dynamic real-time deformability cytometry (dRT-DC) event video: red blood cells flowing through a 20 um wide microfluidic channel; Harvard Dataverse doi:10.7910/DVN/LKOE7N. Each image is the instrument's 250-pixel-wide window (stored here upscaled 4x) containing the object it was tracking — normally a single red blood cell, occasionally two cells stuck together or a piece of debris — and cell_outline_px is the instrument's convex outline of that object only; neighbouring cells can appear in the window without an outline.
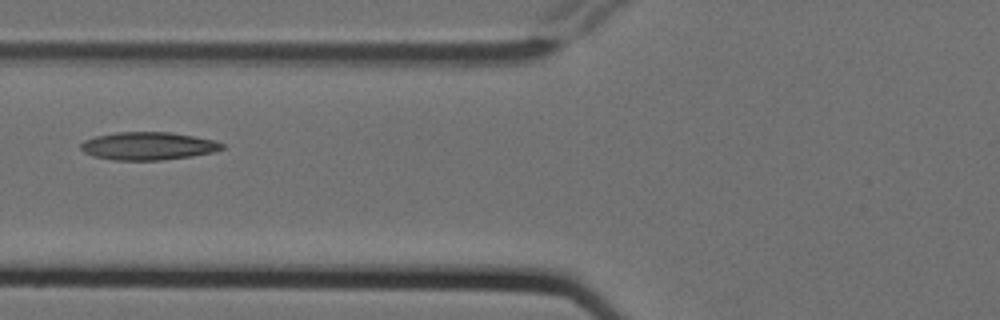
{"species": "Egyptian fruit bat (a non-hibernating species)", "species_latin": "Rousettus aegyptiacus", "temperature_condition": "cold", "stored_images_in_passage": 3, "camera_frame_rate_fps": 3000, "um_per_image_px": 0.085, "animal": {"sex": "female"}, "frame": {"image": 1, "passage_image": 3, "time_ms": 0.667, "image_size_px": [1000, 320], "cell_outline_px": [[224, 148], [212, 152], [192, 156], [160, 160], [112, 160], [92, 156], [84, 152], [80, 148], [80, 144], [84, 140], [96, 136], [116, 132], [168, 132], [216, 140], [224, 144]], "centroid_in_image_um": [12.56, 12.41], "position_along_channel_um": 113.2, "area_um2": 22.95}}